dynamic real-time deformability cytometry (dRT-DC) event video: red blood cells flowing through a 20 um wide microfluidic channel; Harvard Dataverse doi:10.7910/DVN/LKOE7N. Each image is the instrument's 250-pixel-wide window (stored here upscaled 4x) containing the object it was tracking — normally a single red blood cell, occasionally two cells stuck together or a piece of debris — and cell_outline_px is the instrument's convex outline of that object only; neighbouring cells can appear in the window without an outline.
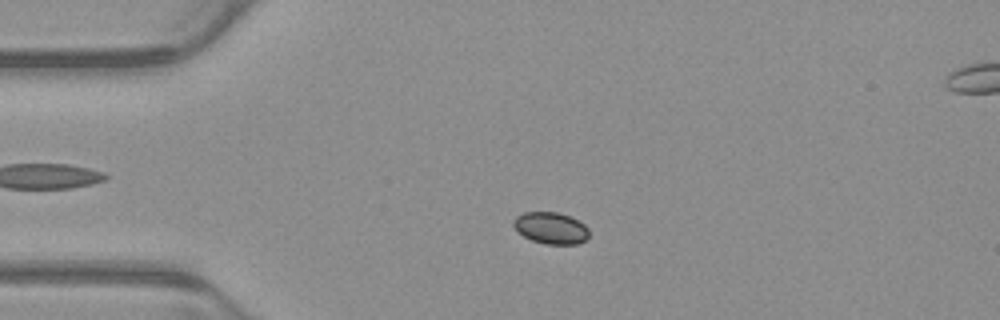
{"species": "common noctule bat (a hibernating species)", "species_latin": "Nyctalus noctula", "temperature_condition": "warm", "stored_images_in_passage": 5, "camera_frame_rate_fps": 3000, "um_per_image_px": 0.085, "animal": {"sex": "male", "body_mass_g": 23.1, "forearm_length_mm": 52.7}, "frame": {"image": 1, "passage_image": 4, "time_ms": 1.0, "image_size_px": [1000, 320], "cell_outline_px": [[588, 236], [584, 240], [576, 244], [548, 244], [532, 240], [524, 236], [512, 224], [512, 220], [516, 216], [524, 212], [556, 212], [568, 216], [584, 224], [588, 228]], "centroid_in_image_um": [46.8, 19.37], "position_along_channel_um": 38.2, "area_um2": 13.7}}